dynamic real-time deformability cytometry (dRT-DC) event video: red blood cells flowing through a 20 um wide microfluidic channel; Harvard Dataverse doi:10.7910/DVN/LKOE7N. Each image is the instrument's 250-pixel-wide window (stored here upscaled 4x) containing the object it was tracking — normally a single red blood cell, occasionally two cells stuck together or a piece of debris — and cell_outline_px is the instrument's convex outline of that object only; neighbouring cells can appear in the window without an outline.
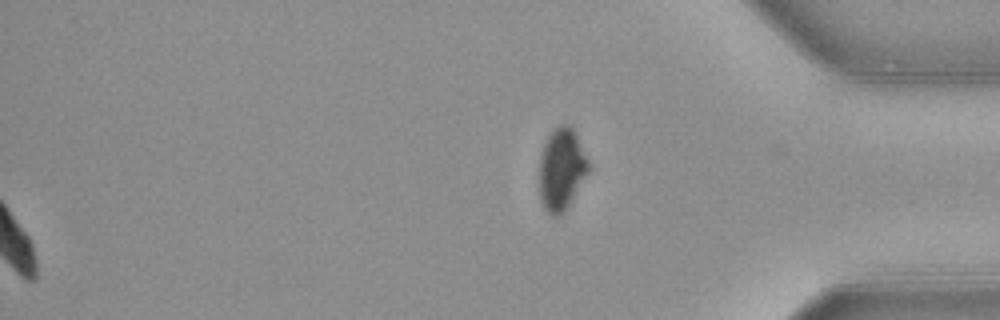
{"species": "common noctule bat (a hibernating species)", "species_latin": "Nyctalus noctula", "temperature_condition": "warm", "stored_images_in_passage": 42, "segment_of_instrument_passage": [2, 2], "camera_frame_rate_fps": 3000, "um_per_image_px": 0.085, "animal": {"sex": "female", "body_mass_g": 21.9}, "frame": {"image": 1, "passage_image": 42, "time_ms": 13.667, "image_size_px": [1000, 320], "cell_outline_px": [[592, 168], [568, 208], [560, 216], [548, 216], [540, 200], [540, 156], [544, 144], [548, 136], [560, 124], [568, 124], [572, 128]], "centroid_in_image_um": [47.75, 14.46], "position_along_channel_um": 387.5, "area_um2": 23.76}}